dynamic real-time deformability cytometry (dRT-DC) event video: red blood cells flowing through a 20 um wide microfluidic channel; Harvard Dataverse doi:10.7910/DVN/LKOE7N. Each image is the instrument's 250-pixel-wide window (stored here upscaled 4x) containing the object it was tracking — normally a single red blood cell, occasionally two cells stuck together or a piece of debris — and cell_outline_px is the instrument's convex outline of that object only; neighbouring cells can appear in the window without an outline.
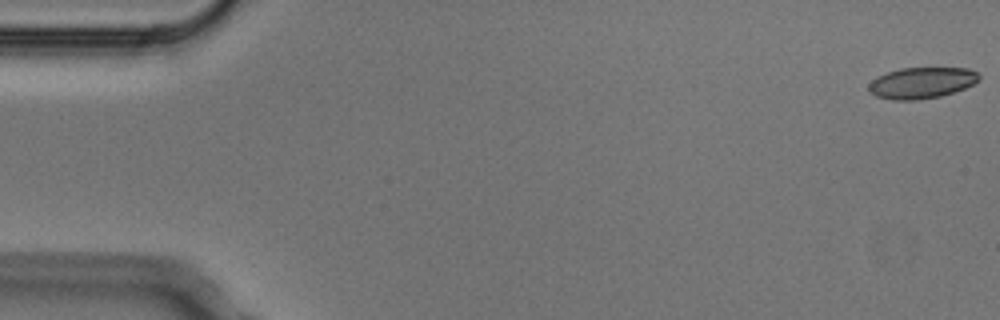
{"species": "Egyptian fruit bat (a non-hibernating species)", "species_latin": "Rousettus aegyptiacus", "temperature_condition": "cold", "stored_images_in_passage": 6, "segment_of_instrument_passage": [1, 2], "camera_frame_rate_fps": 3000, "um_per_image_px": 0.085, "animal": {"sex": "male"}, "frame": {"image": 1, "passage_image": 1, "time_ms": 0.0, "image_size_px": [1000, 320], "cell_outline_px": [[980, 80], [964, 88], [940, 96], [916, 100], [892, 100], [876, 96], [868, 92], [868, 84], [876, 76], [900, 68], [968, 68], [976, 72], [980, 76]], "centroid_in_image_um": [78.3, 7.04], "position_along_channel_um": 6.7, "area_um2": 20.06}}
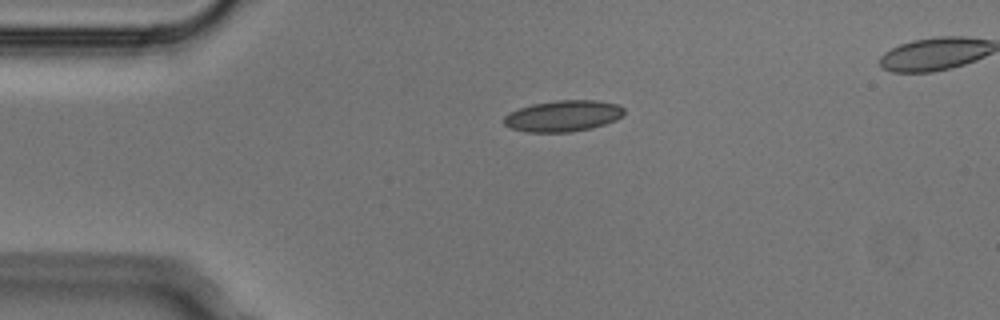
{"frame": {"image": 2, "passage_image": 4, "time_ms": 1.0, "image_size_px": [1000, 320], "cell_outline_px": [[624, 112], [616, 120], [592, 128], [572, 132], [524, 132], [508, 128], [504, 124], [504, 116], [508, 112], [532, 104], [556, 100], [596, 100], [620, 104], [624, 108]], "centroid_in_image_um": [47.84, 9.86], "position_along_channel_um": 37.2, "area_um2": 22.08}}